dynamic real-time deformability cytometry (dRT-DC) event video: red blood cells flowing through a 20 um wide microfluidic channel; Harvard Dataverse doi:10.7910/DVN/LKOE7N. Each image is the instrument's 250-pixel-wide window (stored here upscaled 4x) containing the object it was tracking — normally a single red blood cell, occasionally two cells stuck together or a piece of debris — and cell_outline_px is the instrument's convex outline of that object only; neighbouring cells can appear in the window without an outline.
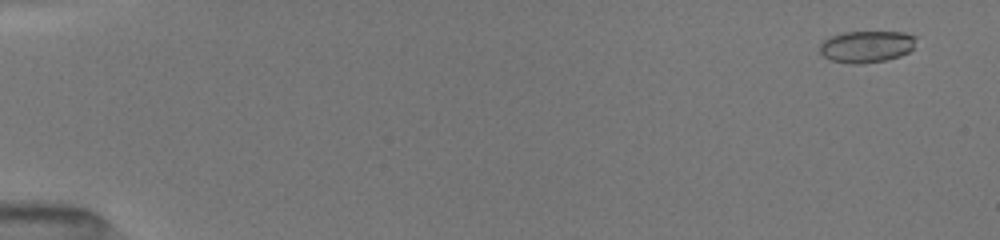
{"species": "common noctule bat (a hibernating species)", "species_latin": "Nyctalus noctula", "temperature_condition": "room temperature", "stored_images_in_passage": 22, "camera_frame_rate_fps": 3000, "um_per_image_px": 0.085, "animal": {"sex": "female", "body_mass_g": 19.5, "forearm_length_mm": 54.1}, "frame": {"image": 1, "passage_image": 1, "time_ms": 0.0, "image_size_px": [1000, 240], "cell_outline_px": [[916, 36], [912, 48], [908, 52], [900, 56], [884, 60], [860, 64], [852, 64], [832, 60], [824, 56], [820, 52], [820, 44], [828, 36], [844, 32], [904, 32]], "centroid_in_image_um": [73.63, 3.95], "position_along_channel_um": 11.4, "area_um2": 17.74}}
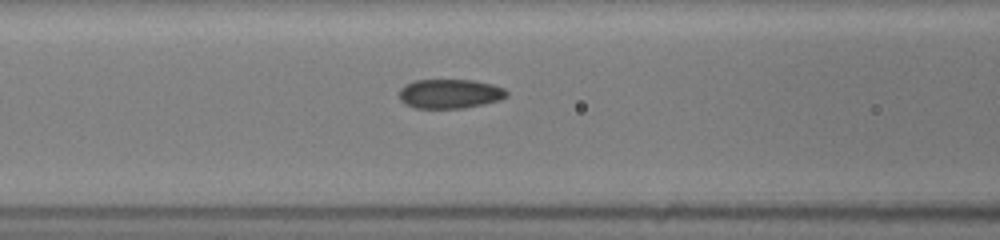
{"frame": {"image": 2, "passage_image": 16, "time_ms": 6.667, "image_size_px": [1000, 240], "cell_outline_px": [[508, 96], [500, 100], [484, 104], [464, 108], [416, 108], [404, 104], [400, 100], [400, 88], [404, 84], [416, 80], [472, 80], [492, 84], [504, 88], [508, 92]], "centroid_in_image_um": [38.24, 7.97], "position_along_channel_um": 128.4, "area_um2": 18.5}}
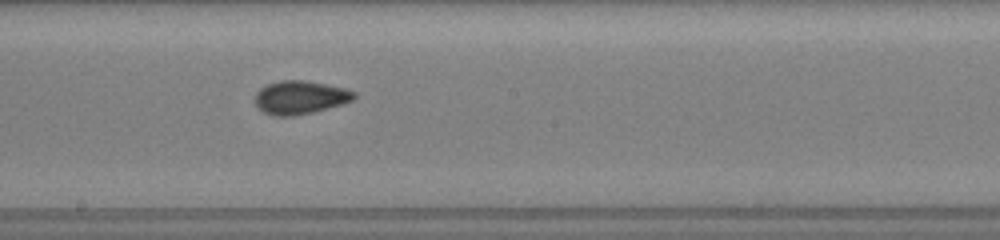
{"frame": {"image": 3, "passage_image": 21, "time_ms": 9.0, "image_size_px": [1000, 240], "cell_outline_px": [[356, 96], [352, 100], [340, 104], [312, 112], [292, 116], [272, 116], [256, 108], [252, 100], [256, 92], [260, 88], [268, 84], [280, 80], [304, 80], [344, 88], [356, 92]], "centroid_in_image_um": [25.42, 8.28], "position_along_channel_um": 222.8, "area_um2": 19.31}}